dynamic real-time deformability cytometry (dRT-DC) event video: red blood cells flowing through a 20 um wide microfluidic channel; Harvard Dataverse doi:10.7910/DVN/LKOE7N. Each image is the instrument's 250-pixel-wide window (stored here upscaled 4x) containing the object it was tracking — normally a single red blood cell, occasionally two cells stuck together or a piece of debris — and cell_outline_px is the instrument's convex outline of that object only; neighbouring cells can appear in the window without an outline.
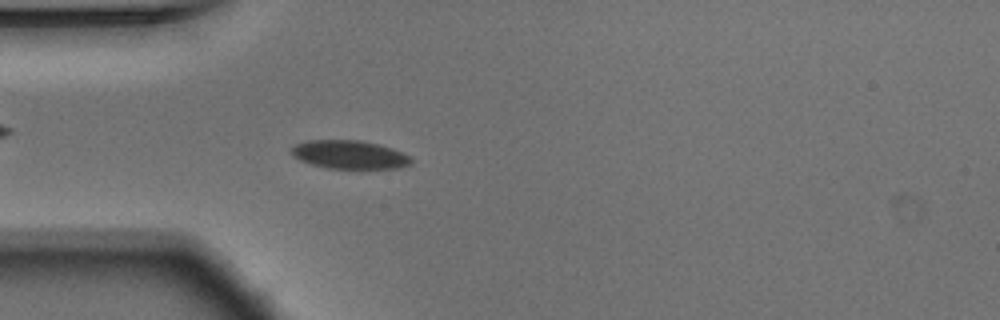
{"species": "Egyptian fruit bat (a non-hibernating species)", "species_latin": "Rousettus aegyptiacus", "temperature_condition": "warm", "stored_images_in_passage": 42, "camera_frame_rate_fps": 3000, "um_per_image_px": 0.085, "animal": {"sex": "male"}, "frame": {"image": 1, "passage_image": 4, "time_ms": 1.0, "image_size_px": [1000, 320], "cell_outline_px": [[412, 164], [400, 168], [328, 168], [312, 164], [300, 160], [292, 156], [288, 152], [296, 144], [308, 140], [360, 140], [392, 148], [408, 156], [412, 160]], "centroid_in_image_um": [29.67, 13.14], "position_along_channel_um": 55.3, "area_um2": 19.71}}
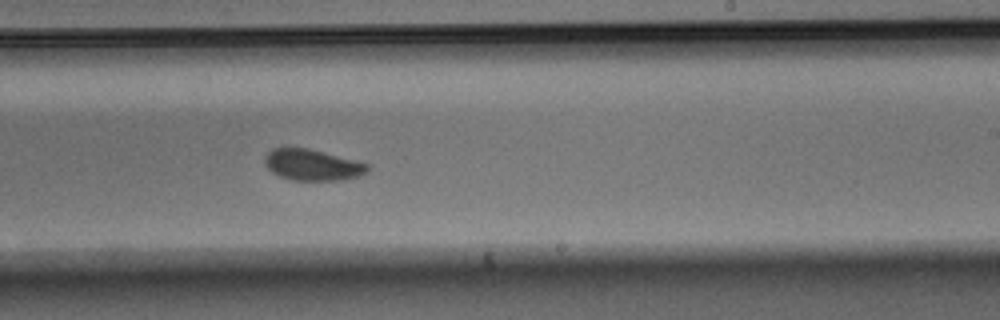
{"frame": {"image": 2, "passage_image": 21, "time_ms": 6.667, "image_size_px": [1000, 320], "cell_outline_px": [[372, 168], [368, 172], [360, 176], [344, 180], [292, 180], [280, 176], [272, 172], [264, 164], [264, 156], [272, 148], [308, 148], [372, 164]], "centroid_in_image_um": [26.61, 14.02], "position_along_channel_um": 262.4, "area_um2": 18.96}}
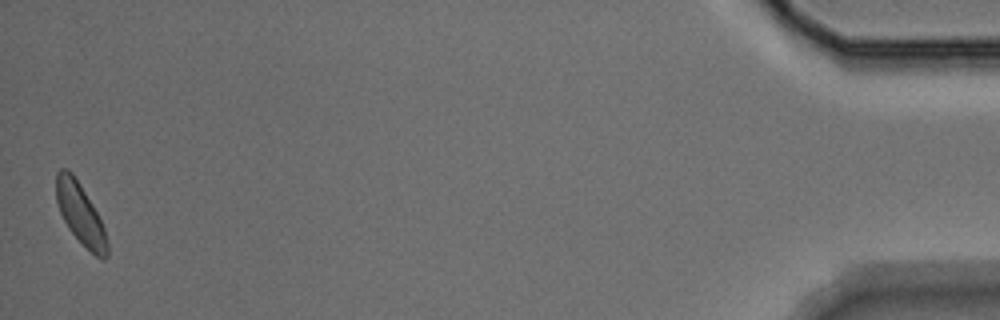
{"frame": {"image": 3, "passage_image": 42, "time_ms": 13.667, "image_size_px": [1000, 320], "cell_outline_px": [[108, 256], [104, 260], [100, 260], [68, 228], [60, 212], [56, 200], [56, 172], [60, 168], [68, 168], [72, 172], [80, 184], [92, 204], [104, 228], [108, 244]], "centroid_in_image_um": [6.82, 18.15], "position_along_channel_um": 428.4, "area_um2": 17.86}, "authors_computed_cell_mechanics": {"area_um2": 19.4786, "velocity_mm_per_s": 3.7231, "shape_relaxation_time_tau1_ms": 2.7955, "shape_relaxation_time_tau2_ms": null, "deformation_change_tau1": 0.0852, "deformation_change_tau2": null}}